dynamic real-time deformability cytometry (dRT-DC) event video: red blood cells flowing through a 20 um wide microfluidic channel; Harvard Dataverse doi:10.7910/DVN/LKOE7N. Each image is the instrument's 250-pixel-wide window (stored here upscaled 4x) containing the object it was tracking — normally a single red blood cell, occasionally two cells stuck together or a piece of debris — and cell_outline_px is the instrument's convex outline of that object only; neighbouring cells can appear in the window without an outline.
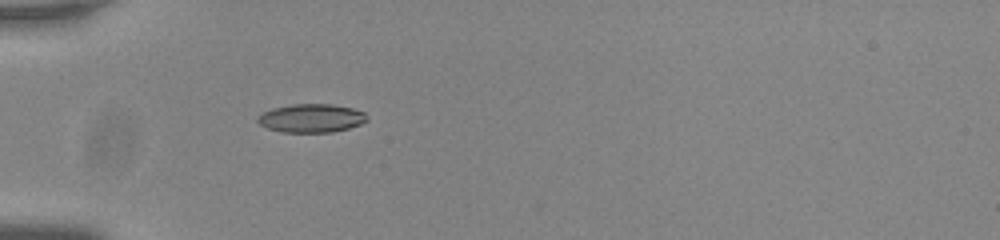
{"species": "common noctule bat (a hibernating species)", "species_latin": "Nyctalus noctula", "temperature_condition": "room temperature", "stored_images_in_passage": 38, "camera_frame_rate_fps": 3000, "um_per_image_px": 0.085, "animal": {"sex": "male", "body_mass_g": 20.0, "forearm_length_mm": 53.3}, "frame": {"image": 1, "passage_image": 1, "time_ms": 0.0, "image_size_px": [1000, 240], "cell_outline_px": [[368, 120], [360, 124], [348, 128], [332, 132], [280, 132], [268, 128], [260, 124], [256, 120], [264, 112], [272, 108], [292, 104], [332, 104], [352, 108], [364, 112], [368, 116]], "centroid_in_image_um": [26.48, 10.04], "position_along_channel_um": 58.5, "area_um2": 18.09}}
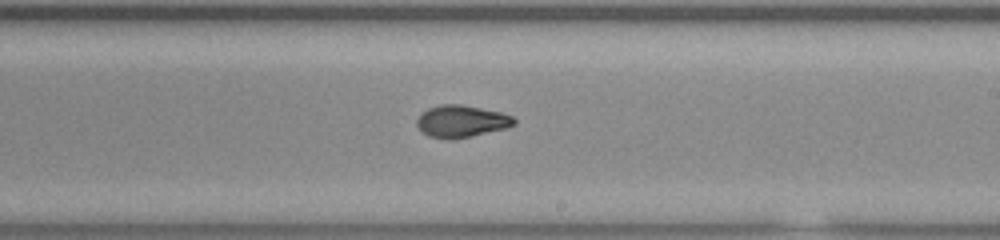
{"frame": {"image": 2, "passage_image": 17, "time_ms": 5.333, "image_size_px": [1000, 240], "cell_outline_px": [[516, 124], [508, 128], [452, 140], [448, 140], [428, 136], [416, 124], [416, 120], [420, 112], [428, 108], [440, 104], [460, 104], [500, 112], [512, 116], [516, 120]], "centroid_in_image_um": [39.21, 10.31], "position_along_channel_um": 249.8, "area_um2": 18.32}}
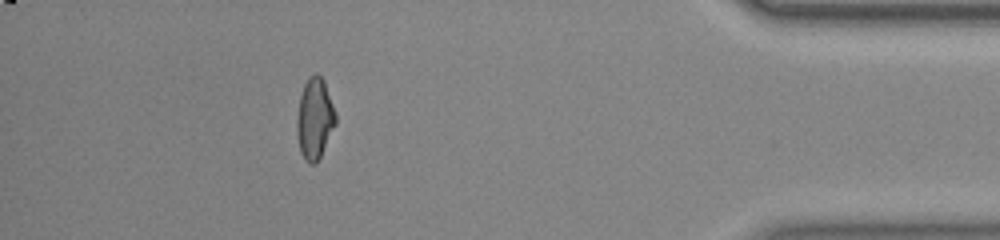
{"frame": {"image": 3, "passage_image": 33, "time_ms": 10.667, "image_size_px": [1000, 240], "cell_outline_px": [[336, 124], [316, 164], [308, 164], [300, 152], [296, 132], [296, 120], [300, 96], [304, 84], [308, 76], [316, 72], [324, 80], [336, 116]], "centroid_in_image_um": [26.73, 10.08], "position_along_channel_um": 408.5, "area_um2": 18.32}, "authors_computed_cell_mechanics": {"area_um2": 17.918, "velocity_mm_per_s": 3.7705, "shape_relaxation_time_tau1_ms": 7.4178, "shape_relaxation_time_tau2_ms": 1.2569, "deformation_change_tau1": 0.2522, "deformation_change_tau2": 0.0632}}